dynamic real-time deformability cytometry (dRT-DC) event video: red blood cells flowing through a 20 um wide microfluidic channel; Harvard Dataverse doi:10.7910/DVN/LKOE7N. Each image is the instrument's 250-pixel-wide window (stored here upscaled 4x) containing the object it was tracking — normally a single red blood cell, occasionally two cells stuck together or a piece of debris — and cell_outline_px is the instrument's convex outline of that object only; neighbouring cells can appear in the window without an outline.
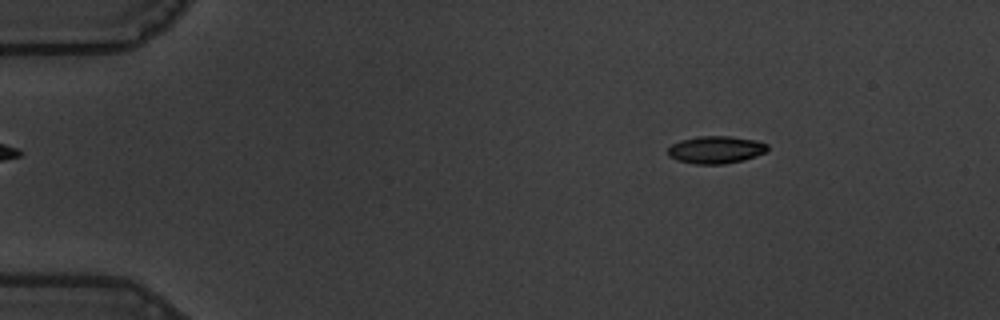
{"species": "common noctule bat (a hibernating species)", "species_latin": "Nyctalus noctula", "temperature_condition": "warm", "stored_images_in_passage": 53, "camera_frame_rate_fps": 3000, "um_per_image_px": 0.085, "animal": {"sex": "male", "body_mass_g": 19.5, "forearm_length_mm": 54.6}, "frame": {"image": 1, "passage_image": 4, "time_ms": 1.0, "image_size_px": [1000, 320], "cell_outline_px": [[768, 152], [744, 160], [724, 164], [696, 164], [676, 160], [668, 156], [668, 148], [672, 144], [680, 140], [700, 136], [728, 136], [756, 140], [768, 144]], "centroid_in_image_um": [60.86, 12.73], "position_along_channel_um": 24.1, "area_um2": 16.07}}
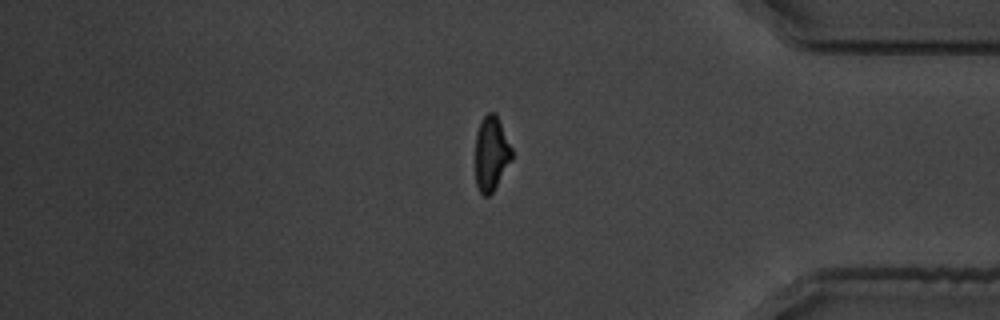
{"frame": {"image": 2, "passage_image": 44, "time_ms": 14.333, "image_size_px": [1000, 320], "cell_outline_px": [[512, 160], [492, 192], [488, 196], [484, 196], [480, 192], [476, 184], [476, 132], [480, 120], [488, 112], [496, 112], [512, 148]], "centroid_in_image_um": [41.76, 13.01], "position_along_channel_um": 393.4, "area_um2": 15.9}}
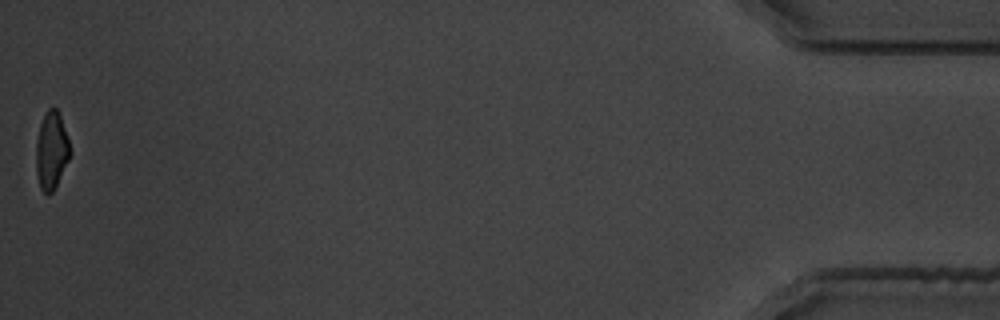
{"frame": {"image": 3, "passage_image": 53, "time_ms": 17.333, "image_size_px": [1000, 320], "cell_outline_px": [[72, 152], [52, 192], [48, 196], [40, 188], [36, 172], [36, 140], [40, 124], [44, 112], [48, 108], [56, 108], [60, 112]], "centroid_in_image_um": [4.37, 12.75], "position_along_channel_um": 430.8, "area_um2": 15.49}, "authors_computed_cell_mechanics": {"area_um2": 16.7042, "velocity_mm_per_s": 3.5568, "shape_relaxation_time_tau1_ms": 4.2737, "shape_relaxation_time_tau2_ms": 1.6369, "deformation_change_tau1": 0.1733, "deformation_change_tau2": 0.0686}}